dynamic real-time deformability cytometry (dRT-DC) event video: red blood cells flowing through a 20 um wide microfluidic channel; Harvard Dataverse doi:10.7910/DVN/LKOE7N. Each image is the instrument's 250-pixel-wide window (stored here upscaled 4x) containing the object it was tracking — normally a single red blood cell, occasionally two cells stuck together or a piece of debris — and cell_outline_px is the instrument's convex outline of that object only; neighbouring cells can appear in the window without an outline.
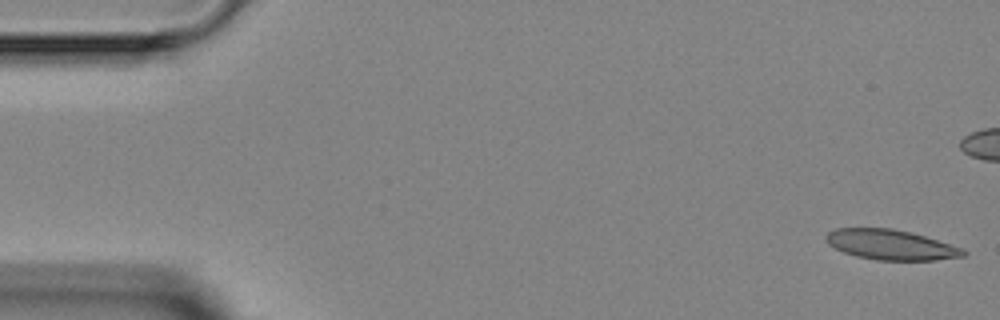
{"species": "Egyptian fruit bat (a non-hibernating species)", "species_latin": "Rousettus aegyptiacus", "temperature_condition": "room temperature", "stored_images_in_passage": 2, "camera_frame_rate_fps": 3000, "um_per_image_px": 0.085, "animal": {"sex": "female"}, "frame": {"image": 1, "passage_image": 1, "time_ms": 0.0, "image_size_px": [1000, 320], "cell_outline_px": [[968, 252], [964, 256], [936, 260], [876, 260], [856, 256], [844, 252], [828, 244], [824, 236], [828, 232], [836, 228], [892, 228], [912, 232], [964, 248]], "centroid_in_image_um": [75.74, 20.8], "position_along_channel_um": 9.3, "area_um2": 24.22}}